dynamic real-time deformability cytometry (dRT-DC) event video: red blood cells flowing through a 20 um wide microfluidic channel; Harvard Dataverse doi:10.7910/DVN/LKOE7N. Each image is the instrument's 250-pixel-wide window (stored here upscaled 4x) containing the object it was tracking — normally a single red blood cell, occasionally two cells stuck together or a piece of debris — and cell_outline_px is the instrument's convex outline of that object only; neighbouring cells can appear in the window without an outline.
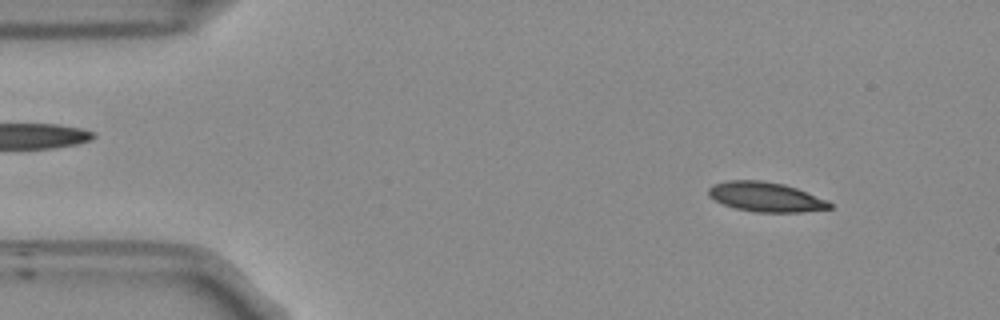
{"species": "Egyptian fruit bat (a non-hibernating species)", "species_latin": "Rousettus aegyptiacus", "temperature_condition": "room temperature", "stored_images_in_passage": 52, "camera_frame_rate_fps": 3000, "um_per_image_px": 0.085, "frame": {"image": 1, "passage_image": 5, "time_ms": 1.333, "image_size_px": [1000, 320], "cell_outline_px": [[832, 208], [800, 212], [756, 212], [736, 208], [724, 204], [708, 196], [708, 188], [712, 184], [728, 180], [760, 180], [784, 184], [796, 188], [828, 200], [832, 204]], "centroid_in_image_um": [65.08, 16.73], "position_along_channel_um": 19.9, "area_um2": 20.87}}
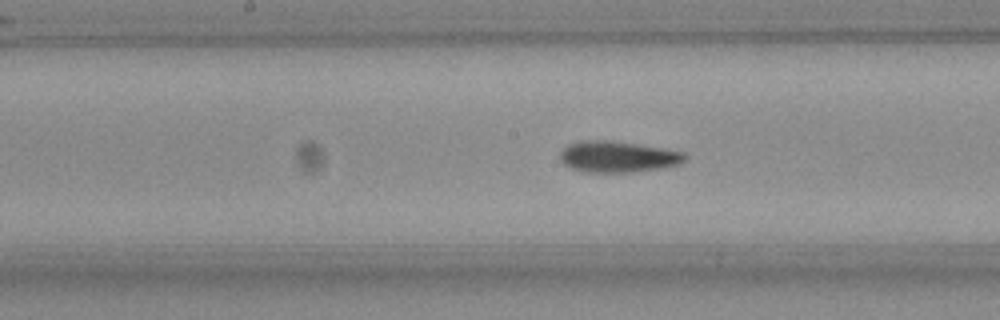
{"frame": {"image": 2, "passage_image": 25, "time_ms": 8.0, "image_size_px": [1000, 320], "cell_outline_px": [[688, 156], [684, 160], [676, 164], [660, 168], [632, 172], [588, 172], [572, 168], [564, 164], [560, 160], [560, 152], [568, 144], [580, 140], [612, 140], [684, 152]], "centroid_in_image_um": [52.47, 13.31], "position_along_channel_um": 195.7, "area_um2": 22.48}}
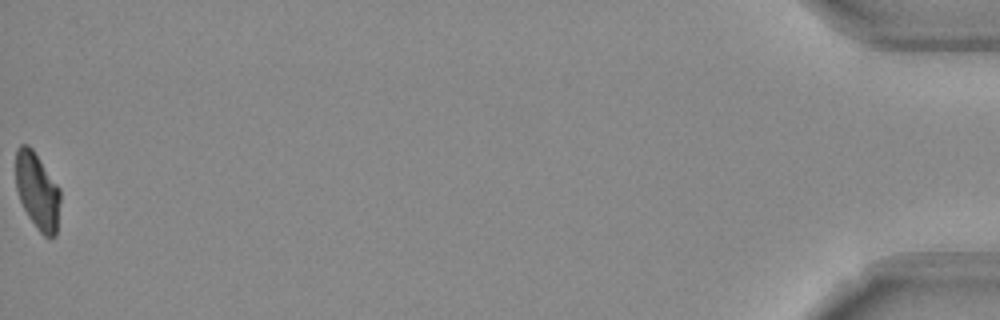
{"frame": {"image": 3, "passage_image": 52, "time_ms": 17.0, "image_size_px": [1000, 320], "cell_outline_px": [[60, 200], [56, 236], [44, 236], [40, 232], [28, 216], [20, 200], [16, 188], [16, 148], [20, 144], [28, 144], [32, 148], [60, 188]], "centroid_in_image_um": [3.17, 16.21], "position_along_channel_um": 432.0, "area_um2": 19.83}, "authors_computed_cell_mechanics": {"area_um2": 21.4149, "velocity_mm_per_s": 3.8084, "shape_relaxation_time_tau1_ms": 4.122, "shape_relaxation_time_tau2_ms": 1.7627, "deformation_change_tau1": 0.1498, "deformation_change_tau2": 0.0826}}